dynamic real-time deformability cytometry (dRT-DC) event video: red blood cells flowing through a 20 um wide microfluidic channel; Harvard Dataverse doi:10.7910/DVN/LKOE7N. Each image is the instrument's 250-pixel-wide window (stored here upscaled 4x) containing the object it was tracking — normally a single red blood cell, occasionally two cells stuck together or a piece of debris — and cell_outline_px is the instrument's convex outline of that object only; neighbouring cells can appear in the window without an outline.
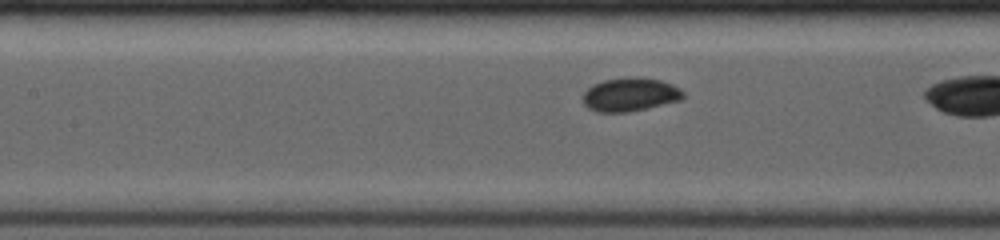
{"species": "common noctule bat (a hibernating species)", "species_latin": "Nyctalus noctula", "temperature_condition": "room temperature", "stored_images_in_passage": 8, "camera_frame_rate_fps": 4000, "um_per_image_px": 0.085, "animal": {"sex": "female", "body_mass_g": 19.0, "forearm_length_mm": 53.3}, "frame": {"image": 1, "passage_image": 7, "time_ms": 2.25, "image_size_px": [1000, 240], "cell_outline_px": [[684, 96], [680, 100], [628, 112], [596, 112], [588, 108], [584, 104], [584, 92], [592, 84], [604, 80], [628, 76], [660, 80], [672, 84], [680, 88], [684, 92]], "centroid_in_image_um": [53.54, 8.03], "position_along_channel_um": 153.9, "area_um2": 19.54}}